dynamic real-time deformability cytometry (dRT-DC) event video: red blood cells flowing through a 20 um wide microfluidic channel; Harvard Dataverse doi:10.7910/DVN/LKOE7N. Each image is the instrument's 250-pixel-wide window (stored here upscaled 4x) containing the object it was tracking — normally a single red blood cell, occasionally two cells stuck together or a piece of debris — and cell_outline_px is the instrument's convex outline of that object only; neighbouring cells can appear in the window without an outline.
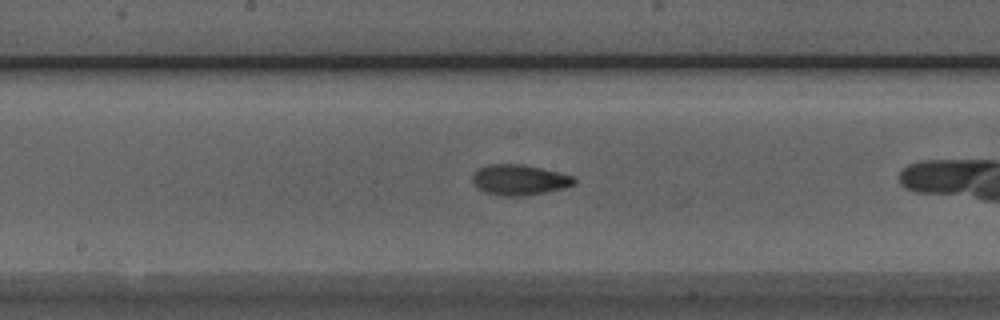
{"species": "Egyptian fruit bat (a non-hibernating species)", "species_latin": "Rousettus aegyptiacus", "temperature_condition": "room temperature", "stored_images_in_passage": 33, "camera_frame_rate_fps": 3000, "um_per_image_px": 0.085, "animal": {"sex": "male"}, "frame": {"image": 1, "passage_image": 19, "time_ms": 6.0, "image_size_px": [1000, 320], "cell_outline_px": [[576, 184], [564, 188], [524, 196], [500, 196], [484, 192], [476, 188], [472, 184], [472, 176], [476, 168], [488, 164], [520, 164], [540, 168], [572, 176], [576, 180]], "centroid_in_image_um": [44.07, 15.29], "position_along_channel_um": 204.1, "area_um2": 18.21}}
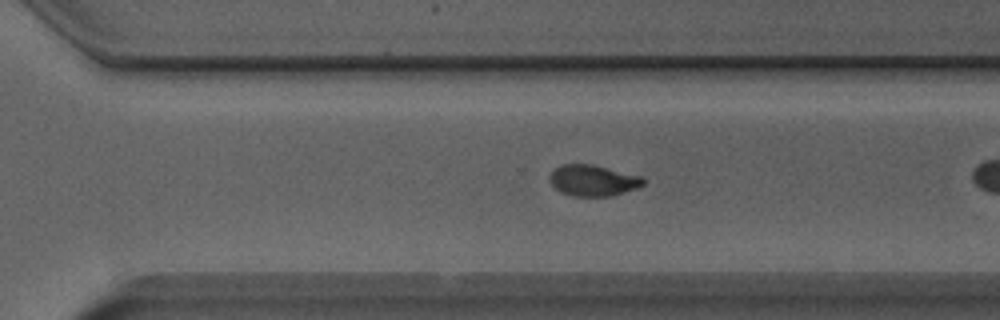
{"frame": {"image": 2, "passage_image": 28, "time_ms": 9.0, "image_size_px": [1000, 320], "cell_outline_px": [[644, 184], [636, 188], [608, 196], [572, 196], [560, 192], [552, 184], [548, 176], [560, 164], [592, 164], [644, 176]], "centroid_in_image_um": [50.4, 15.32], "position_along_channel_um": 320.2, "area_um2": 16.94}}